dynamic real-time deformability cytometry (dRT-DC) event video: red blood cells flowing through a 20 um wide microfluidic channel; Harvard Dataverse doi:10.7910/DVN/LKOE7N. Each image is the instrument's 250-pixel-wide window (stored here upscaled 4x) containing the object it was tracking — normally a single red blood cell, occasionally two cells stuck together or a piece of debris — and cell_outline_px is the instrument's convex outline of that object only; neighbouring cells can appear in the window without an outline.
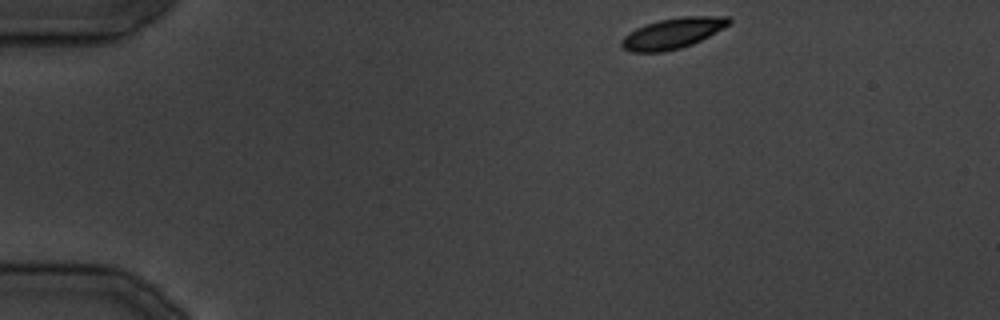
{"species": "common noctule bat (a hibernating species)", "species_latin": "Nyctalus noctula", "temperature_condition": "cold", "stored_images_in_passage": 30, "camera_frame_rate_fps": 3000, "um_per_image_px": 0.085, "animal": {"sex": "male", "body_mass_g": 19.5, "forearm_length_mm": 54.6}, "frame": {"image": 1, "passage_image": 1, "time_ms": 0.0, "image_size_px": [1000, 320], "cell_outline_px": [[732, 20], [728, 24], [708, 36], [692, 44], [680, 48], [664, 52], [632, 52], [624, 48], [620, 44], [620, 40], [624, 36], [636, 28], [660, 20], [680, 16], [728, 16]], "centroid_in_image_um": [57.15, 2.83], "position_along_channel_um": 27.8, "area_um2": 18.9}}
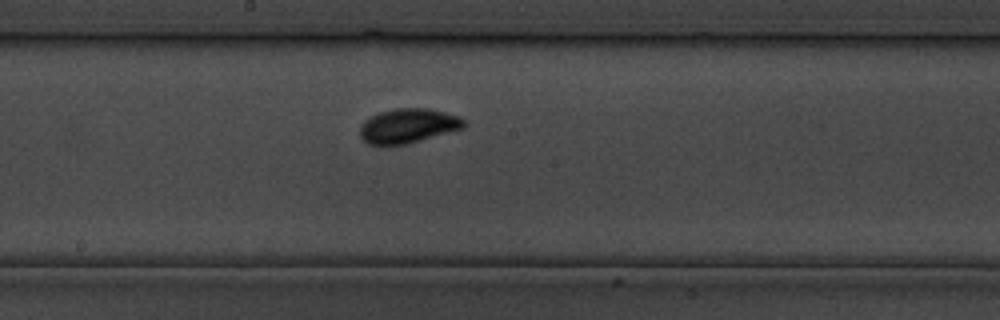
{"frame": {"image": 2, "passage_image": 14, "time_ms": 16.667, "image_size_px": [1000, 320], "cell_outline_px": [[468, 124], [464, 128], [404, 144], [368, 144], [360, 136], [360, 124], [364, 120], [380, 112], [396, 108], [424, 108], [444, 112], [456, 116], [464, 120]], "centroid_in_image_um": [34.67, 10.68], "position_along_channel_um": 213.5, "area_um2": 20.52}}
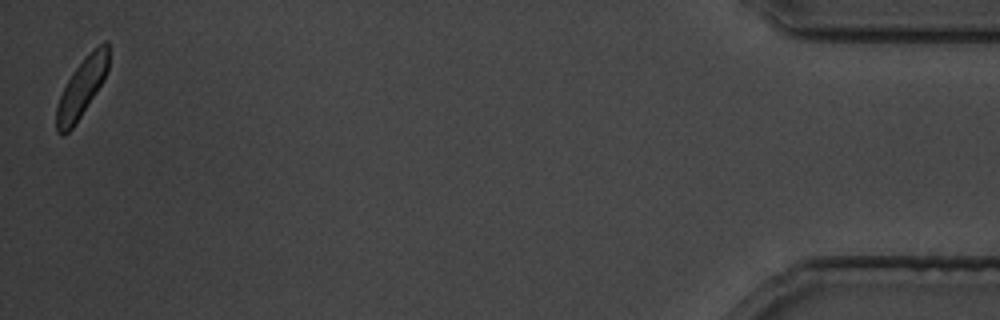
{"frame": {"image": 3, "passage_image": 30, "time_ms": 35.667, "image_size_px": [1000, 320], "cell_outline_px": [[108, 72], [104, 80], [72, 128], [64, 136], [60, 136], [56, 132], [56, 108], [60, 96], [72, 72], [104, 40], [108, 40]], "centroid_in_image_um": [6.93, 7.51], "position_along_channel_um": 428.3, "area_um2": 17.34}}